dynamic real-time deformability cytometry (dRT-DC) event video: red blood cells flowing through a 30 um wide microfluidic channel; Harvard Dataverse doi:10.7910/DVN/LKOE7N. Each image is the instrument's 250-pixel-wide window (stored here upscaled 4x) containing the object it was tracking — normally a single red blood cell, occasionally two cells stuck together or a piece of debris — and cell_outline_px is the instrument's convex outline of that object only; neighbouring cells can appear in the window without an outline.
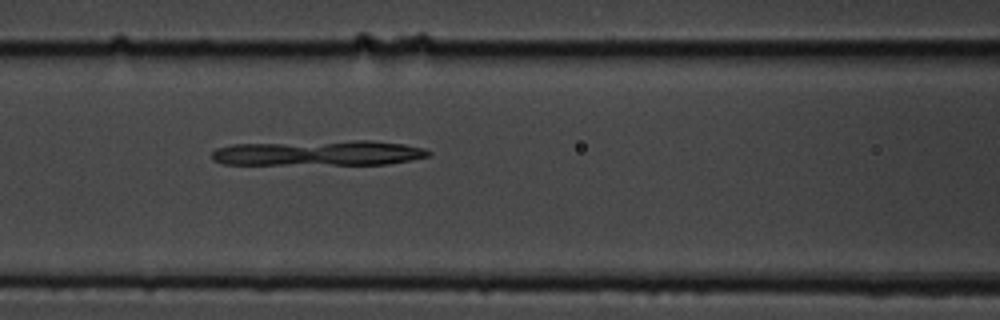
{"species": "common noctule bat (a hibernating species)", "species_latin": "Nyctalus noctula", "temperature_condition": "cold", "stored_images_in_passage": 3, "camera_frame_rate_fps": 3000, "um_per_image_px": 0.085, "animal": {"sex": "male", "body_mass_g": 19.5, "forearm_length_mm": 54.6}, "frame": {"image": 1, "passage_image": 3, "time_ms": 2.333, "image_size_px": [1000, 320], "cell_outline_px": [[432, 156], [412, 160], [388, 164], [220, 164], [212, 160], [212, 152], [216, 148], [232, 144], [356, 140], [372, 140], [404, 144], [424, 148], [432, 152]], "centroid_in_image_um": [27.13, 13.0], "position_along_channel_um": 139.5, "area_um2": 32.14}}